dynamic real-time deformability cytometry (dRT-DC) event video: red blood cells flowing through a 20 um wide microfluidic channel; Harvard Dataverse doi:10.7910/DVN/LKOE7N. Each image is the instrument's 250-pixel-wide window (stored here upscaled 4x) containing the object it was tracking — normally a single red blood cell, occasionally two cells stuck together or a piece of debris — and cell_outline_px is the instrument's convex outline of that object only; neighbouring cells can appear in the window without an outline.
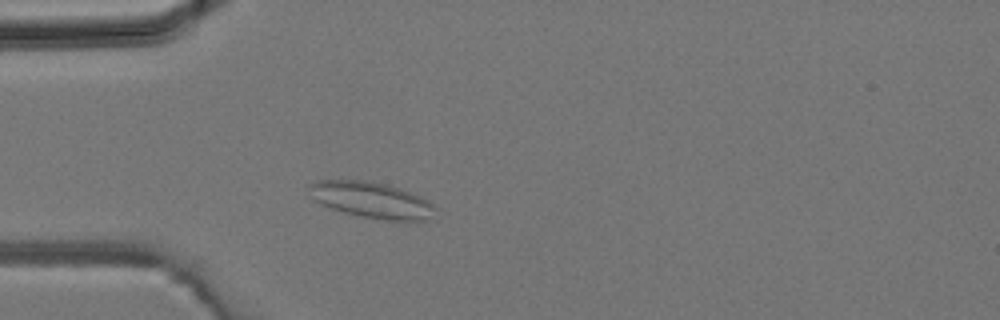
{"species": "common noctule bat (a hibernating species)", "species_latin": "Nyctalus noctula", "temperature_condition": "room temperature", "stored_images_in_passage": 35, "camera_frame_rate_fps": 3000, "um_per_image_px": 0.085, "animal": {"sex": "male", "body_mass_g": 19.2, "forearm_length_mm": 51.8}, "frame": {"image": 1, "passage_image": 4, "time_ms": 1.0, "image_size_px": [1000, 320], "cell_outline_px": [[436, 208], [428, 220], [384, 220], [360, 216], [344, 212], [320, 204], [316, 200], [308, 188], [308, 184], [316, 180], [360, 180], [384, 184], [400, 188], [420, 196], [428, 200]], "centroid_in_image_um": [31.57, 16.99], "position_along_channel_um": 53.4, "area_um2": 26.18}}
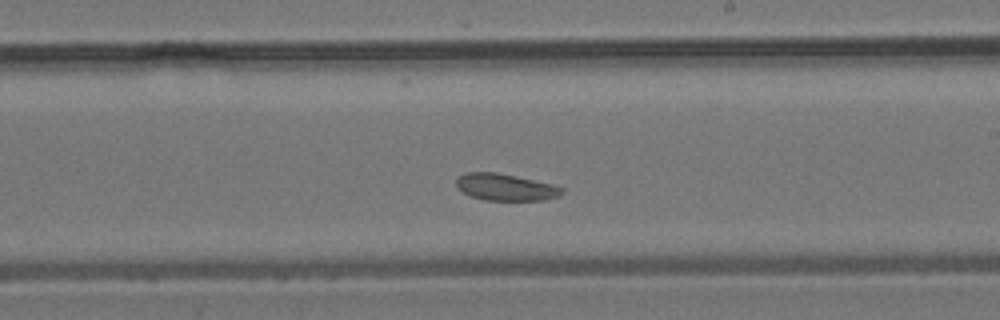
{"frame": {"image": 2, "passage_image": 17, "time_ms": 5.333, "image_size_px": [1000, 320], "cell_outline_px": [[564, 192], [560, 196], [544, 200], [484, 200], [468, 196], [456, 184], [456, 180], [464, 172], [496, 172], [516, 176], [552, 184], [564, 188]], "centroid_in_image_um": [42.99, 15.91], "position_along_channel_um": 246.0, "area_um2": 16.53}}
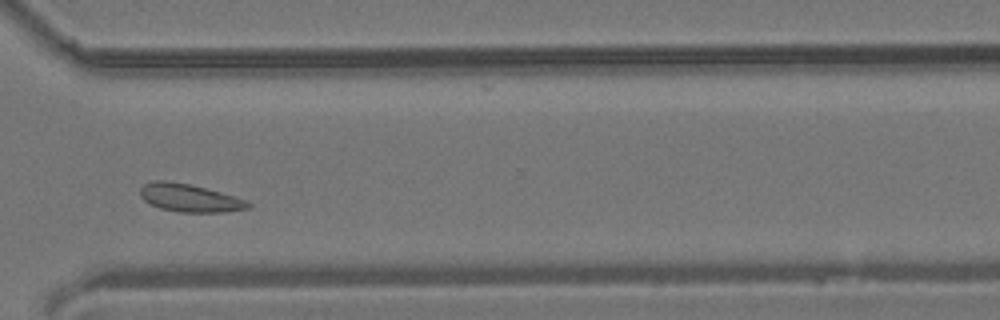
{"frame": {"image": 3, "passage_image": 24, "time_ms": 7.667, "image_size_px": [1000, 320], "cell_outline_px": [[252, 204], [248, 208], [224, 212], [180, 212], [160, 208], [144, 200], [140, 196], [140, 188], [144, 184], [152, 180], [168, 180], [188, 184], [220, 192], [248, 200]], "centroid_in_image_um": [16.11, 16.82], "position_along_channel_um": 354.5, "area_um2": 17.46}}